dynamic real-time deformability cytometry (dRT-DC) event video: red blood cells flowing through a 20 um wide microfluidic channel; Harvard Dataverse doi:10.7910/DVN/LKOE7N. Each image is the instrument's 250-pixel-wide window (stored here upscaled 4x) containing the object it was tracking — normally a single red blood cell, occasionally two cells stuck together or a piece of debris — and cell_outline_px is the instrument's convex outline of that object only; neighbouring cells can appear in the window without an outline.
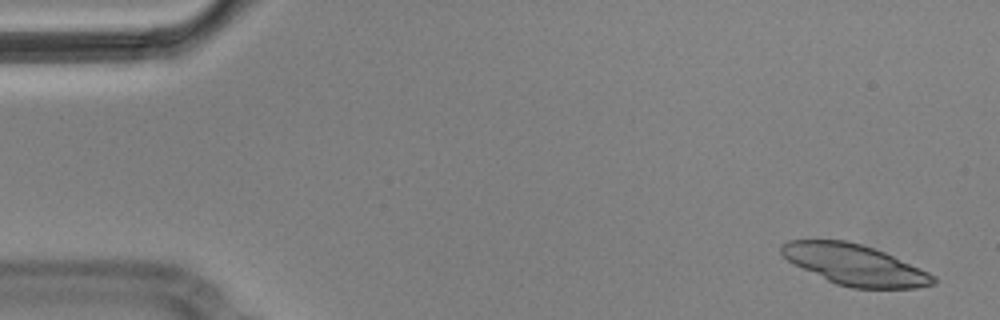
{"species": "Egyptian fruit bat (a non-hibernating species)", "species_latin": "Rousettus aegyptiacus", "temperature_condition": "cold", "stored_images_in_passage": 10, "camera_frame_rate_fps": 3000, "um_per_image_px": 0.085, "animal": {"sex": "male"}, "frame": {"image": 1, "passage_image": 1, "time_ms": 0.0, "image_size_px": [1000, 320], "cell_outline_px": [[936, 284], [916, 288], [852, 288], [836, 284], [788, 260], [780, 252], [780, 244], [788, 240], [844, 240], [860, 244], [884, 252], [928, 272], [936, 276]], "centroid_in_image_um": [72.67, 22.51], "position_along_channel_um": 12.3, "area_um2": 35.49}}
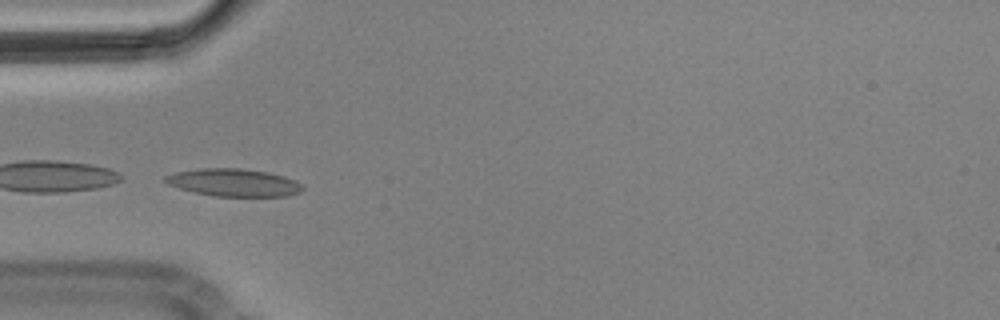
{"frame": {"image": 2, "passage_image": 5, "time_ms": 1.333, "image_size_px": [1000, 320], "cell_outline_px": [[304, 188], [300, 192], [288, 196], [212, 196], [180, 188], [168, 184], [164, 180], [164, 176], [176, 172], [196, 168], [240, 168], [268, 172], [284, 176], [296, 180]], "centroid_in_image_um": [19.87, 15.51], "position_along_channel_um": 65.1, "area_um2": 22.08}}